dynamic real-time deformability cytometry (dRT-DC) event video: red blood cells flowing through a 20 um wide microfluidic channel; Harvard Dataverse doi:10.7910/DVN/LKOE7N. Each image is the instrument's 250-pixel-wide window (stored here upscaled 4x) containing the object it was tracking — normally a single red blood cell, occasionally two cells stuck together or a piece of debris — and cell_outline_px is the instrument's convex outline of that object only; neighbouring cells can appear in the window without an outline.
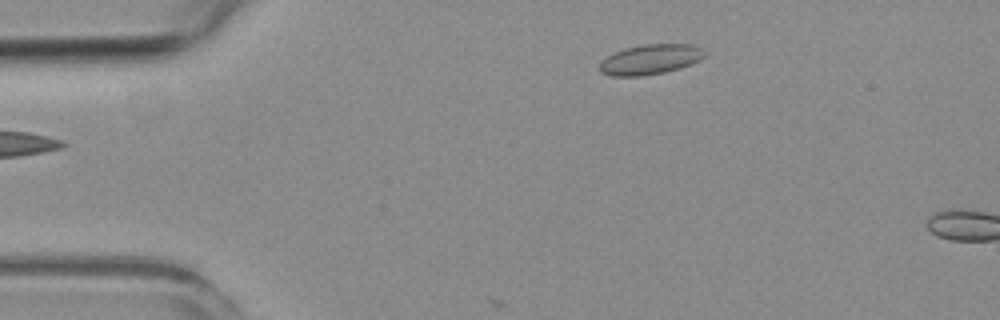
{"species": "common noctule bat (a hibernating species)", "species_latin": "Nyctalus noctula", "temperature_condition": "room temperature", "stored_images_in_passage": 6, "camera_frame_rate_fps": 3000, "um_per_image_px": 0.085, "animal": {"sex": "female", "body_mass_g": 19.3, "forearm_length_mm": 54.1}, "frame": {"image": 1, "passage_image": 6, "time_ms": 5.667, "image_size_px": [1000, 320], "cell_outline_px": [[708, 52], [700, 60], [680, 68], [664, 72], [640, 76], [612, 76], [600, 72], [596, 68], [600, 60], [624, 48], [644, 44], [692, 44], [704, 48]], "centroid_in_image_um": [55.27, 5.04], "position_along_channel_um": 29.7, "area_um2": 18.67}}